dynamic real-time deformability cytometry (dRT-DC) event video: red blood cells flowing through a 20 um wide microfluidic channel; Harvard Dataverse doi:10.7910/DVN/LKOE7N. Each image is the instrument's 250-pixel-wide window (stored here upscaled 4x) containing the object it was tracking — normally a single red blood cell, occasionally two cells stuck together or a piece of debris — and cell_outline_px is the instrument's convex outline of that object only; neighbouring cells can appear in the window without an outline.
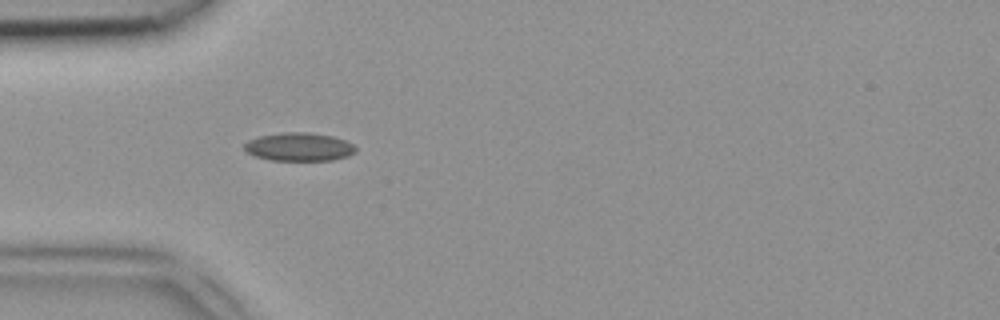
{"species": "common noctule bat (a hibernating species)", "species_latin": "Nyctalus noctula", "temperature_condition": "room temperature", "stored_images_in_passage": 34, "camera_frame_rate_fps": 3000, "um_per_image_px": 0.085, "animal": {"sex": "female", "body_mass_g": 18.4}, "frame": {"image": 1, "passage_image": 1, "time_ms": 0.0, "image_size_px": [1000, 320], "cell_outline_px": [[356, 152], [348, 156], [332, 160], [272, 160], [256, 156], [248, 152], [244, 148], [244, 144], [248, 140], [260, 136], [280, 132], [308, 132], [332, 136], [344, 140], [352, 144], [356, 148]], "centroid_in_image_um": [25.43, 12.47], "position_along_channel_um": 59.6, "area_um2": 18.26}}
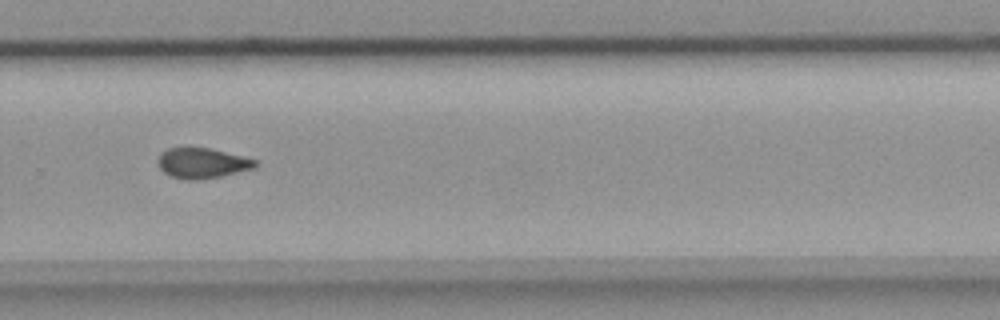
{"frame": {"image": 2, "passage_image": 19, "time_ms": 6.0, "image_size_px": [1000, 320], "cell_outline_px": [[260, 164], [256, 168], [220, 176], [196, 180], [188, 180], [172, 176], [164, 172], [160, 168], [156, 160], [160, 152], [168, 148], [212, 148], [260, 160]], "centroid_in_image_um": [17.24, 13.85], "position_along_channel_um": 312.6, "area_um2": 17.46}}
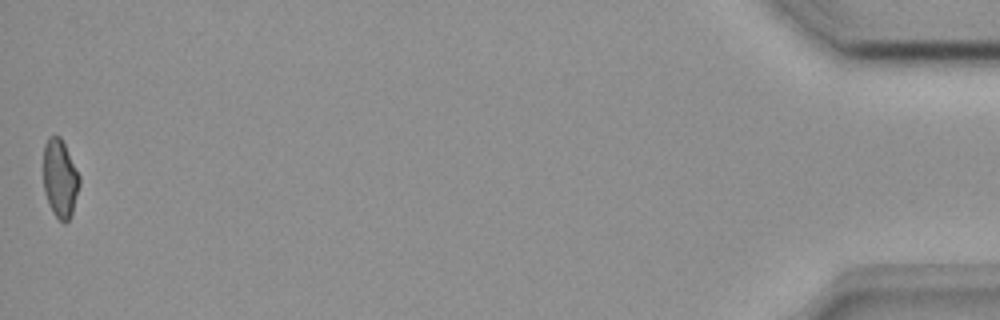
{"frame": {"image": 3, "passage_image": 34, "time_ms": 11.0, "image_size_px": [1000, 320], "cell_outline_px": [[80, 184], [72, 212], [68, 220], [64, 224], [52, 212], [44, 192], [44, 144], [48, 136], [60, 136], [80, 176]], "centroid_in_image_um": [5.1, 15.17], "position_along_channel_um": 430.1, "area_um2": 16.3}}